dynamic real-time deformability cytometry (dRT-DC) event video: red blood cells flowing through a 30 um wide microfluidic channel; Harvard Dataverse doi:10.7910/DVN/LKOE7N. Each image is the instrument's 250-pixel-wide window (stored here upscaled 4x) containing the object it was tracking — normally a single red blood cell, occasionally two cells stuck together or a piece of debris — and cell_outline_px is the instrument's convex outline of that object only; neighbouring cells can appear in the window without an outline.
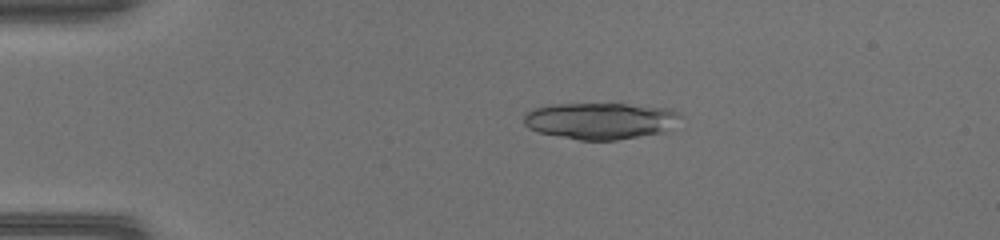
{"species": "common noctule bat (a hibernating species)", "species_latin": "Nyctalus noctula", "temperature_condition": "warm", "stored_images_in_passage": 49, "camera_frame_rate_fps": 3000, "um_per_image_px": 0.085, "animal": {"sex": "female", "body_mass_g": 17.0, "forearm_length_mm": 48.0}, "frame": {"image": 1, "passage_image": 11, "time_ms": 3.333, "image_size_px": [1000, 240], "cell_outline_px": [[684, 116], [664, 132], [616, 140], [580, 140], [540, 132], [528, 128], [524, 124], [524, 116], [528, 112], [536, 108], [548, 104], [616, 100], [672, 108]], "centroid_in_image_um": [51.11, 10.19], "position_along_channel_um": 33.9, "area_um2": 34.97}}